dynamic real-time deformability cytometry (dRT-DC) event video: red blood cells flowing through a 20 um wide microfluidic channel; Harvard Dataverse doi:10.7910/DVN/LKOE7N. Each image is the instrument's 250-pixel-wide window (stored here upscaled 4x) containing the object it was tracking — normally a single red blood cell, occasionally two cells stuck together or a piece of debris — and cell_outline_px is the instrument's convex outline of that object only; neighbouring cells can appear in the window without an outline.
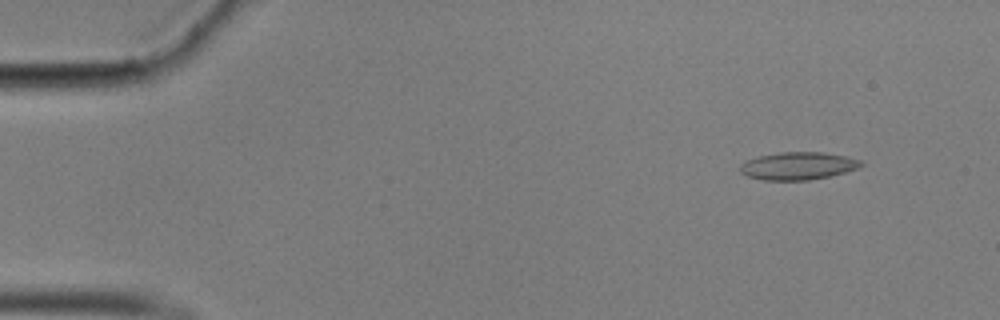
{"species": "common noctule bat (a hibernating species)", "species_latin": "Nyctalus noctula", "temperature_condition": "cold", "stored_images_in_passage": 56, "camera_frame_rate_fps": 3000, "um_per_image_px": 0.085, "animal": {"sex": "male", "body_mass_g": 17.9}, "frame": {"image": 1, "passage_image": 5, "time_ms": 1.333, "image_size_px": [1000, 320], "cell_outline_px": [[864, 164], [856, 168], [844, 172], [828, 176], [808, 180], [764, 180], [748, 176], [740, 172], [740, 164], [748, 160], [760, 156], [780, 152], [824, 152], [848, 156], [864, 160]], "centroid_in_image_um": [67.87, 14.09], "position_along_channel_um": 17.1, "area_um2": 19.42}}
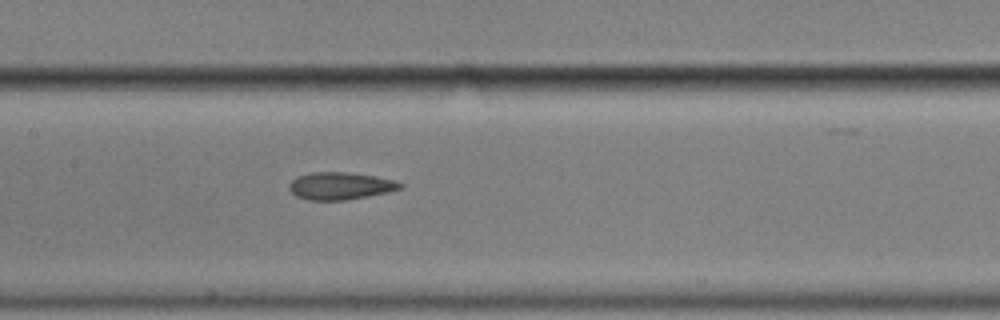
{"frame": {"image": 2, "passage_image": 27, "time_ms": 8.667, "image_size_px": [1000, 320], "cell_outline_px": [[404, 188], [388, 192], [368, 196], [344, 200], [308, 200], [296, 196], [288, 188], [288, 184], [296, 176], [312, 172], [344, 172], [376, 176], [396, 180], [404, 184]], "centroid_in_image_um": [28.94, 15.8], "position_along_channel_um": 178.5, "area_um2": 17.86}}
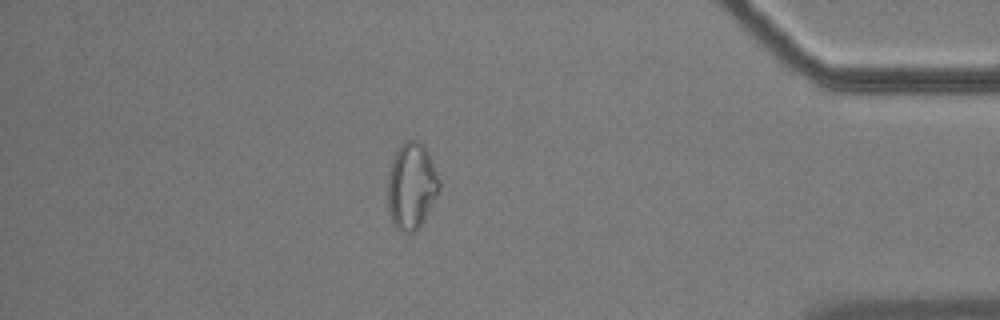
{"frame": {"image": 3, "passage_image": 49, "time_ms": 16.0, "image_size_px": [1000, 320], "cell_outline_px": [[440, 188], [424, 220], [412, 232], [404, 232], [396, 228], [392, 224], [388, 208], [388, 172], [392, 156], [396, 148], [404, 140], [416, 140], [424, 144], [428, 152], [440, 180]], "centroid_in_image_um": [34.95, 15.76], "position_along_channel_um": 400.2, "area_um2": 26.18}, "authors_computed_cell_mechanics": {"area_um2": 18.9006, "velocity_mm_per_s": 3.5026, "shape_relaxation_time_tau1_ms": null, "shape_relaxation_time_tau2_ms": 2.4175, "deformation_change_tau1": null, "deformation_change_tau2": 0.0981}}